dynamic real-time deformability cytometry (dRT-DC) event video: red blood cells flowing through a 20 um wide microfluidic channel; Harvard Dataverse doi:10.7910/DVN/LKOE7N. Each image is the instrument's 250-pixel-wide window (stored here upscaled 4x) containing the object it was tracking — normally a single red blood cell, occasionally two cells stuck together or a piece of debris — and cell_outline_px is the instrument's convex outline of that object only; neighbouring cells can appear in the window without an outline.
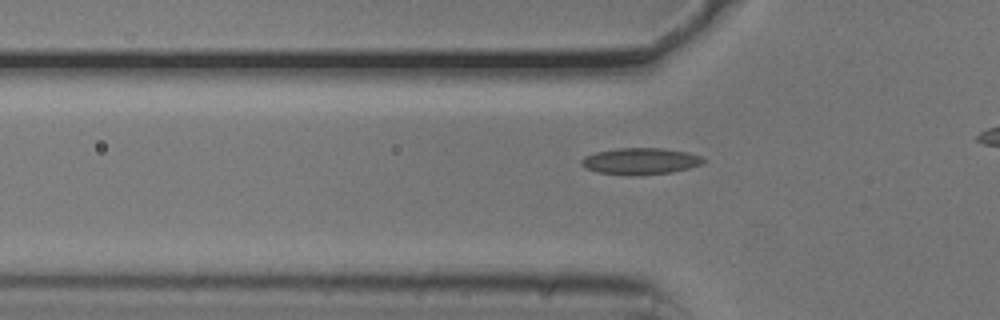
{"species": "common noctule bat (a hibernating species)", "species_latin": "Nyctalus noctula", "temperature_condition": "cold", "stored_images_in_passage": 41, "camera_frame_rate_fps": 3000, "um_per_image_px": 0.085, "animal": {"sex": "male", "body_mass_g": 20.5, "forearm_length_mm": 52.5}, "frame": {"image": 1, "passage_image": 14, "time_ms": 4.333, "image_size_px": [1000, 320], "cell_outline_px": [[708, 160], [700, 164], [688, 168], [672, 172], [636, 176], [632, 176], [596, 172], [584, 168], [580, 164], [580, 160], [584, 156], [596, 152], [616, 148], [664, 148], [688, 152], [700, 156]], "centroid_in_image_um": [54.4, 13.7], "position_along_channel_um": 71.4, "area_um2": 19.13}}
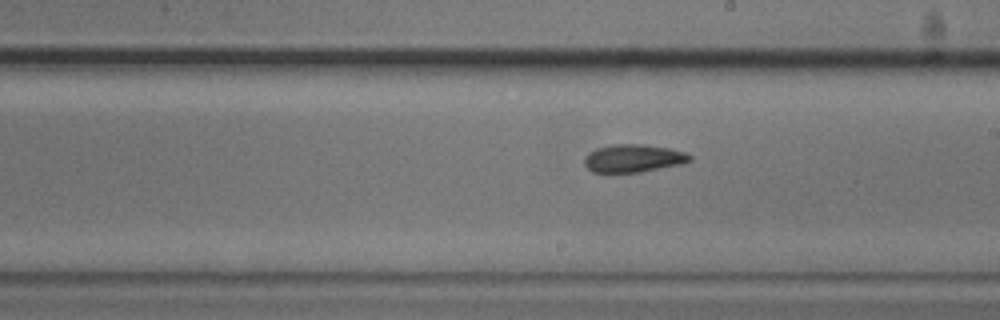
{"frame": {"image": 2, "passage_image": 27, "time_ms": 8.667, "image_size_px": [1000, 320], "cell_outline_px": [[692, 160], [684, 164], [640, 172], [592, 172], [584, 164], [584, 156], [588, 152], [596, 148], [612, 144], [644, 144], [668, 148], [684, 152], [692, 156]], "centroid_in_image_um": [53.83, 13.45], "position_along_channel_um": 235.2, "area_um2": 17.28}}
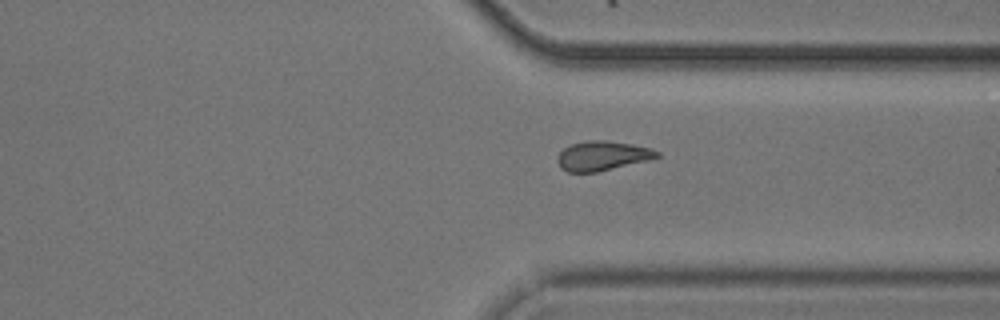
{"frame": {"image": 3, "passage_image": 37, "time_ms": 12.0, "image_size_px": [1000, 320], "cell_outline_px": [[660, 156], [648, 160], [596, 172], [568, 172], [560, 168], [556, 160], [560, 152], [564, 148], [572, 144], [588, 140], [604, 140], [632, 144], [652, 148], [660, 152]], "centroid_in_image_um": [51.2, 13.24], "position_along_channel_um": 360.2, "area_um2": 17.05}}